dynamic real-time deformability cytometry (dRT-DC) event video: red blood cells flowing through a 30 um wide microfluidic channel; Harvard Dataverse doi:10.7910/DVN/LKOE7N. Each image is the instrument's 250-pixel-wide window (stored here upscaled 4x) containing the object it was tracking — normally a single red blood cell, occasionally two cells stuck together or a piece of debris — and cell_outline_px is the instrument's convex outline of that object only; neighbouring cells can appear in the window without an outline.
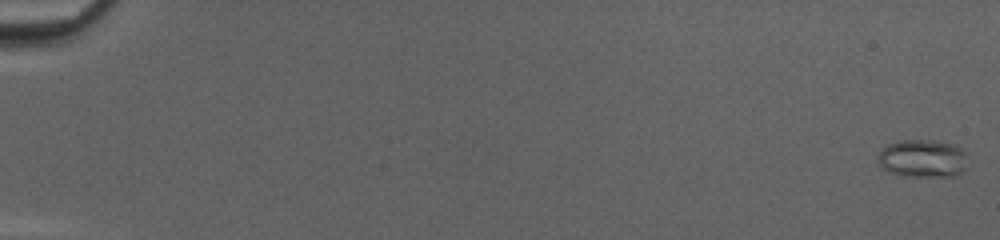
{"species": "common noctule bat (a hibernating species)", "species_latin": "Nyctalus noctula", "temperature_condition": "cold", "stored_images_in_passage": 52, "camera_frame_rate_fps": 3000, "um_per_image_px": 0.085, "animal": {"sex": "female", "body_mass_g": 20.0, "forearm_length_mm": 54.0}, "frame": {"image": 1, "passage_image": 1, "time_ms": 0.0, "image_size_px": [1000, 240], "cell_outline_px": [[968, 168], [956, 176], [900, 176], [884, 168], [880, 164], [880, 152], [888, 144], [900, 140], [928, 140], [952, 144], [960, 148], [964, 152]], "centroid_in_image_um": [78.48, 13.48], "position_along_channel_um": 6.5, "area_um2": 19.59}}
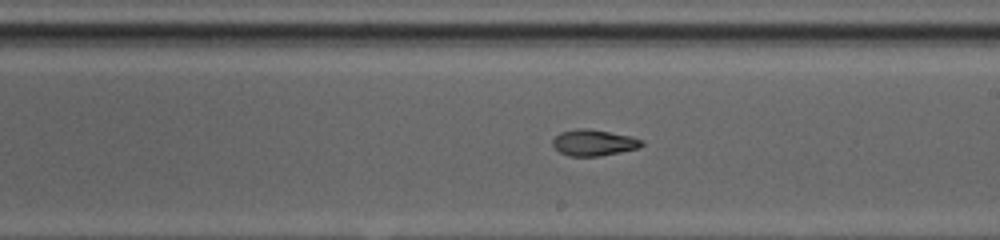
{"frame": {"image": 2, "passage_image": 32, "time_ms": 10.333, "image_size_px": [1000, 240], "cell_outline_px": [[644, 144], [640, 148], [600, 156], [568, 156], [560, 152], [552, 144], [552, 140], [560, 132], [576, 128], [588, 128], [632, 136], [644, 140]], "centroid_in_image_um": [50.49, 12.12], "position_along_channel_um": 238.5, "area_um2": 13.76}}
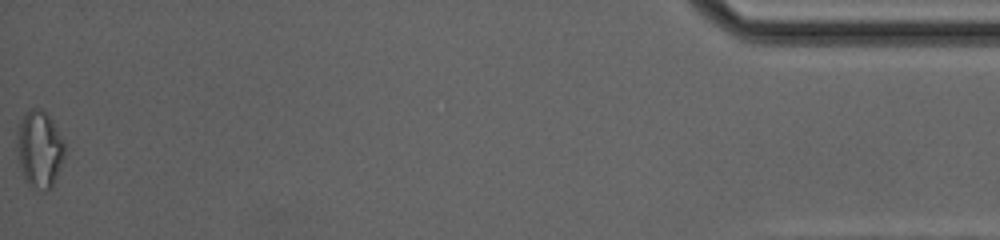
{"frame": {"image": 3, "passage_image": 52, "time_ms": 17.0, "image_size_px": [1000, 240], "cell_outline_px": [[64, 156], [60, 168], [52, 188], [44, 192], [28, 184], [24, 180], [20, 168], [16, 132], [20, 120], [24, 112], [32, 108], [40, 108], [52, 120], [64, 140]], "centroid_in_image_um": [3.35, 12.68], "position_along_channel_um": 431.9, "area_um2": 21.56}, "authors_computed_cell_mechanics": {"area_um2": 14.8835, "velocity_mm_per_s": 4.1854, "shape_relaxation_time_tau1_ms": null, "shape_relaxation_time_tau2_ms": 2.5256, "deformation_change_tau1": null, "deformation_change_tau2": 0.0911}}